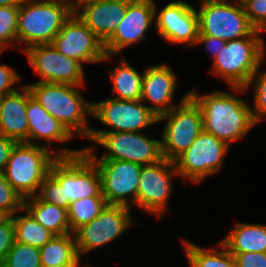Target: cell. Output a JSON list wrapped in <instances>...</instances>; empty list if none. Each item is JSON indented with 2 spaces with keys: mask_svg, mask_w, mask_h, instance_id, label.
<instances>
[{
  "mask_svg": "<svg viewBox=\"0 0 266 267\" xmlns=\"http://www.w3.org/2000/svg\"><path fill=\"white\" fill-rule=\"evenodd\" d=\"M189 96L201 109L203 131L228 145L244 138L257 125L249 104L230 92L216 90L201 96L192 89Z\"/></svg>",
  "mask_w": 266,
  "mask_h": 267,
  "instance_id": "6da1fadb",
  "label": "cell"
},
{
  "mask_svg": "<svg viewBox=\"0 0 266 267\" xmlns=\"http://www.w3.org/2000/svg\"><path fill=\"white\" fill-rule=\"evenodd\" d=\"M80 150L60 148L51 151L42 144L16 143L6 164L4 175L11 186L25 199L36 196L52 163L58 157L77 156Z\"/></svg>",
  "mask_w": 266,
  "mask_h": 267,
  "instance_id": "7a4b0ae2",
  "label": "cell"
},
{
  "mask_svg": "<svg viewBox=\"0 0 266 267\" xmlns=\"http://www.w3.org/2000/svg\"><path fill=\"white\" fill-rule=\"evenodd\" d=\"M30 94L49 113L57 119L74 137L89 139L88 115L92 116L93 102H86L80 87L72 84L35 82L27 85Z\"/></svg>",
  "mask_w": 266,
  "mask_h": 267,
  "instance_id": "3957f363",
  "label": "cell"
},
{
  "mask_svg": "<svg viewBox=\"0 0 266 267\" xmlns=\"http://www.w3.org/2000/svg\"><path fill=\"white\" fill-rule=\"evenodd\" d=\"M256 30L251 36L226 41L213 58L211 72L223 78L234 92H245L254 73L266 58L265 41Z\"/></svg>",
  "mask_w": 266,
  "mask_h": 267,
  "instance_id": "277c9868",
  "label": "cell"
},
{
  "mask_svg": "<svg viewBox=\"0 0 266 267\" xmlns=\"http://www.w3.org/2000/svg\"><path fill=\"white\" fill-rule=\"evenodd\" d=\"M68 4L51 0H25L19 5L17 43H25L22 49L34 45L51 44L71 16Z\"/></svg>",
  "mask_w": 266,
  "mask_h": 267,
  "instance_id": "5b68a950",
  "label": "cell"
},
{
  "mask_svg": "<svg viewBox=\"0 0 266 267\" xmlns=\"http://www.w3.org/2000/svg\"><path fill=\"white\" fill-rule=\"evenodd\" d=\"M89 139L107 151L97 157L94 147L83 148L91 160H122L151 165L164 159L161 140L142 135L140 132L90 133Z\"/></svg>",
  "mask_w": 266,
  "mask_h": 267,
  "instance_id": "8992f818",
  "label": "cell"
},
{
  "mask_svg": "<svg viewBox=\"0 0 266 267\" xmlns=\"http://www.w3.org/2000/svg\"><path fill=\"white\" fill-rule=\"evenodd\" d=\"M166 119L162 129V153L167 160L174 161L185 152L203 131V116L200 107L186 93L178 106L158 116V122Z\"/></svg>",
  "mask_w": 266,
  "mask_h": 267,
  "instance_id": "52a82bcc",
  "label": "cell"
},
{
  "mask_svg": "<svg viewBox=\"0 0 266 267\" xmlns=\"http://www.w3.org/2000/svg\"><path fill=\"white\" fill-rule=\"evenodd\" d=\"M201 3L198 35H209L223 41L251 36L256 29L249 22L241 0Z\"/></svg>",
  "mask_w": 266,
  "mask_h": 267,
  "instance_id": "ba28073f",
  "label": "cell"
},
{
  "mask_svg": "<svg viewBox=\"0 0 266 267\" xmlns=\"http://www.w3.org/2000/svg\"><path fill=\"white\" fill-rule=\"evenodd\" d=\"M49 173L61 184L70 203L87 197H104L97 165L84 153L58 157Z\"/></svg>",
  "mask_w": 266,
  "mask_h": 267,
  "instance_id": "9c48e42d",
  "label": "cell"
},
{
  "mask_svg": "<svg viewBox=\"0 0 266 267\" xmlns=\"http://www.w3.org/2000/svg\"><path fill=\"white\" fill-rule=\"evenodd\" d=\"M229 145L214 135L202 131L190 147L173 162L182 180L198 184L223 166Z\"/></svg>",
  "mask_w": 266,
  "mask_h": 267,
  "instance_id": "30bf717a",
  "label": "cell"
},
{
  "mask_svg": "<svg viewBox=\"0 0 266 267\" xmlns=\"http://www.w3.org/2000/svg\"><path fill=\"white\" fill-rule=\"evenodd\" d=\"M92 116L110 127L109 130L93 129L90 133L140 132L158 123V117L141 100L108 98L93 102Z\"/></svg>",
  "mask_w": 266,
  "mask_h": 267,
  "instance_id": "8fae6325",
  "label": "cell"
},
{
  "mask_svg": "<svg viewBox=\"0 0 266 267\" xmlns=\"http://www.w3.org/2000/svg\"><path fill=\"white\" fill-rule=\"evenodd\" d=\"M134 224L130 208L106 204L96 218L73 233L79 256L109 244Z\"/></svg>",
  "mask_w": 266,
  "mask_h": 267,
  "instance_id": "7c38bea8",
  "label": "cell"
},
{
  "mask_svg": "<svg viewBox=\"0 0 266 267\" xmlns=\"http://www.w3.org/2000/svg\"><path fill=\"white\" fill-rule=\"evenodd\" d=\"M51 45L82 66V63L104 62L113 57L105 53L103 42L76 14L64 22Z\"/></svg>",
  "mask_w": 266,
  "mask_h": 267,
  "instance_id": "4fadbf2b",
  "label": "cell"
},
{
  "mask_svg": "<svg viewBox=\"0 0 266 267\" xmlns=\"http://www.w3.org/2000/svg\"><path fill=\"white\" fill-rule=\"evenodd\" d=\"M178 175L174 162L164 158L160 162L142 166L138 185L137 207L158 218L168 211L173 177Z\"/></svg>",
  "mask_w": 266,
  "mask_h": 267,
  "instance_id": "5bb4252c",
  "label": "cell"
},
{
  "mask_svg": "<svg viewBox=\"0 0 266 267\" xmlns=\"http://www.w3.org/2000/svg\"><path fill=\"white\" fill-rule=\"evenodd\" d=\"M24 54L41 77L37 82L85 86L83 66L77 60L61 54L51 44L31 46Z\"/></svg>",
  "mask_w": 266,
  "mask_h": 267,
  "instance_id": "9a60e30c",
  "label": "cell"
},
{
  "mask_svg": "<svg viewBox=\"0 0 266 267\" xmlns=\"http://www.w3.org/2000/svg\"><path fill=\"white\" fill-rule=\"evenodd\" d=\"M98 167L102 194L107 204L131 208L129 195L137 206L142 165L122 160H92Z\"/></svg>",
  "mask_w": 266,
  "mask_h": 267,
  "instance_id": "2e32d148",
  "label": "cell"
},
{
  "mask_svg": "<svg viewBox=\"0 0 266 267\" xmlns=\"http://www.w3.org/2000/svg\"><path fill=\"white\" fill-rule=\"evenodd\" d=\"M154 0H132L114 34L104 43L107 55H119L122 50L146 38V32L158 13Z\"/></svg>",
  "mask_w": 266,
  "mask_h": 267,
  "instance_id": "e0dca14e",
  "label": "cell"
},
{
  "mask_svg": "<svg viewBox=\"0 0 266 267\" xmlns=\"http://www.w3.org/2000/svg\"><path fill=\"white\" fill-rule=\"evenodd\" d=\"M197 9L186 1L166 4L155 19L158 34L171 44L193 46L199 34Z\"/></svg>",
  "mask_w": 266,
  "mask_h": 267,
  "instance_id": "ac0fdd59",
  "label": "cell"
},
{
  "mask_svg": "<svg viewBox=\"0 0 266 267\" xmlns=\"http://www.w3.org/2000/svg\"><path fill=\"white\" fill-rule=\"evenodd\" d=\"M168 64H156L146 67L143 74L141 101L150 102L148 108L158 117L170 112L174 107V93L177 75Z\"/></svg>",
  "mask_w": 266,
  "mask_h": 267,
  "instance_id": "d6986e66",
  "label": "cell"
},
{
  "mask_svg": "<svg viewBox=\"0 0 266 267\" xmlns=\"http://www.w3.org/2000/svg\"><path fill=\"white\" fill-rule=\"evenodd\" d=\"M132 0H102L83 6L75 14L103 44L114 34Z\"/></svg>",
  "mask_w": 266,
  "mask_h": 267,
  "instance_id": "ffe728a7",
  "label": "cell"
},
{
  "mask_svg": "<svg viewBox=\"0 0 266 267\" xmlns=\"http://www.w3.org/2000/svg\"><path fill=\"white\" fill-rule=\"evenodd\" d=\"M19 87L20 92L15 90L0 97V134L17 143H29L27 85Z\"/></svg>",
  "mask_w": 266,
  "mask_h": 267,
  "instance_id": "44dd1931",
  "label": "cell"
},
{
  "mask_svg": "<svg viewBox=\"0 0 266 267\" xmlns=\"http://www.w3.org/2000/svg\"><path fill=\"white\" fill-rule=\"evenodd\" d=\"M26 114L29 127V144L36 145L37 142V145H39L42 140L46 143H42L43 146L50 149L52 142L65 143L74 137L35 100L28 87Z\"/></svg>",
  "mask_w": 266,
  "mask_h": 267,
  "instance_id": "7402d4cb",
  "label": "cell"
},
{
  "mask_svg": "<svg viewBox=\"0 0 266 267\" xmlns=\"http://www.w3.org/2000/svg\"><path fill=\"white\" fill-rule=\"evenodd\" d=\"M220 242L230 253L266 252V224L236 223Z\"/></svg>",
  "mask_w": 266,
  "mask_h": 267,
  "instance_id": "603a6c76",
  "label": "cell"
},
{
  "mask_svg": "<svg viewBox=\"0 0 266 267\" xmlns=\"http://www.w3.org/2000/svg\"><path fill=\"white\" fill-rule=\"evenodd\" d=\"M23 211L31 216L54 235L71 233L67 209L42 201L37 195L24 199Z\"/></svg>",
  "mask_w": 266,
  "mask_h": 267,
  "instance_id": "cb8c5ba5",
  "label": "cell"
},
{
  "mask_svg": "<svg viewBox=\"0 0 266 267\" xmlns=\"http://www.w3.org/2000/svg\"><path fill=\"white\" fill-rule=\"evenodd\" d=\"M110 81L113 85L112 94L119 100H140L143 73H139L125 58H121L119 65L109 70Z\"/></svg>",
  "mask_w": 266,
  "mask_h": 267,
  "instance_id": "d4e9b609",
  "label": "cell"
},
{
  "mask_svg": "<svg viewBox=\"0 0 266 267\" xmlns=\"http://www.w3.org/2000/svg\"><path fill=\"white\" fill-rule=\"evenodd\" d=\"M40 249L42 267H51L70 262H81L73 233L54 235Z\"/></svg>",
  "mask_w": 266,
  "mask_h": 267,
  "instance_id": "484cf974",
  "label": "cell"
},
{
  "mask_svg": "<svg viewBox=\"0 0 266 267\" xmlns=\"http://www.w3.org/2000/svg\"><path fill=\"white\" fill-rule=\"evenodd\" d=\"M184 251L190 267H236L233 255L220 242L219 249H203L202 247L183 240Z\"/></svg>",
  "mask_w": 266,
  "mask_h": 267,
  "instance_id": "4316f807",
  "label": "cell"
},
{
  "mask_svg": "<svg viewBox=\"0 0 266 267\" xmlns=\"http://www.w3.org/2000/svg\"><path fill=\"white\" fill-rule=\"evenodd\" d=\"M18 216L17 212L12 216L14 222L15 241L35 247H42L54 234L38 223L31 214Z\"/></svg>",
  "mask_w": 266,
  "mask_h": 267,
  "instance_id": "83f0119b",
  "label": "cell"
},
{
  "mask_svg": "<svg viewBox=\"0 0 266 267\" xmlns=\"http://www.w3.org/2000/svg\"><path fill=\"white\" fill-rule=\"evenodd\" d=\"M106 204L104 197H87L71 202L67 209L71 233L96 218Z\"/></svg>",
  "mask_w": 266,
  "mask_h": 267,
  "instance_id": "f1b7e54d",
  "label": "cell"
},
{
  "mask_svg": "<svg viewBox=\"0 0 266 267\" xmlns=\"http://www.w3.org/2000/svg\"><path fill=\"white\" fill-rule=\"evenodd\" d=\"M3 263L6 267H42L40 249L14 241Z\"/></svg>",
  "mask_w": 266,
  "mask_h": 267,
  "instance_id": "f546056e",
  "label": "cell"
},
{
  "mask_svg": "<svg viewBox=\"0 0 266 267\" xmlns=\"http://www.w3.org/2000/svg\"><path fill=\"white\" fill-rule=\"evenodd\" d=\"M19 5L0 6V52L17 43Z\"/></svg>",
  "mask_w": 266,
  "mask_h": 267,
  "instance_id": "4dcf8cb0",
  "label": "cell"
},
{
  "mask_svg": "<svg viewBox=\"0 0 266 267\" xmlns=\"http://www.w3.org/2000/svg\"><path fill=\"white\" fill-rule=\"evenodd\" d=\"M260 70L261 68L254 73L251 81L245 88L247 90L252 86V83L254 84V103L251 110L256 123H259L266 117V71Z\"/></svg>",
  "mask_w": 266,
  "mask_h": 267,
  "instance_id": "1f68e13d",
  "label": "cell"
},
{
  "mask_svg": "<svg viewBox=\"0 0 266 267\" xmlns=\"http://www.w3.org/2000/svg\"><path fill=\"white\" fill-rule=\"evenodd\" d=\"M37 196L44 202L55 204L65 209H68L70 205V201L65 200L64 188L50 173L40 185Z\"/></svg>",
  "mask_w": 266,
  "mask_h": 267,
  "instance_id": "d6a6232c",
  "label": "cell"
},
{
  "mask_svg": "<svg viewBox=\"0 0 266 267\" xmlns=\"http://www.w3.org/2000/svg\"><path fill=\"white\" fill-rule=\"evenodd\" d=\"M24 199L7 181L4 172H0V209L13 216L23 210Z\"/></svg>",
  "mask_w": 266,
  "mask_h": 267,
  "instance_id": "836d02e7",
  "label": "cell"
},
{
  "mask_svg": "<svg viewBox=\"0 0 266 267\" xmlns=\"http://www.w3.org/2000/svg\"><path fill=\"white\" fill-rule=\"evenodd\" d=\"M252 26L266 33V0H241Z\"/></svg>",
  "mask_w": 266,
  "mask_h": 267,
  "instance_id": "e575fe53",
  "label": "cell"
},
{
  "mask_svg": "<svg viewBox=\"0 0 266 267\" xmlns=\"http://www.w3.org/2000/svg\"><path fill=\"white\" fill-rule=\"evenodd\" d=\"M15 241L14 222L10 216L0 224V262H3Z\"/></svg>",
  "mask_w": 266,
  "mask_h": 267,
  "instance_id": "d590c367",
  "label": "cell"
},
{
  "mask_svg": "<svg viewBox=\"0 0 266 267\" xmlns=\"http://www.w3.org/2000/svg\"><path fill=\"white\" fill-rule=\"evenodd\" d=\"M236 267H266V252L231 253Z\"/></svg>",
  "mask_w": 266,
  "mask_h": 267,
  "instance_id": "8d00e7d4",
  "label": "cell"
},
{
  "mask_svg": "<svg viewBox=\"0 0 266 267\" xmlns=\"http://www.w3.org/2000/svg\"><path fill=\"white\" fill-rule=\"evenodd\" d=\"M14 71L8 65L0 64V97L16 90L13 86L21 80V76Z\"/></svg>",
  "mask_w": 266,
  "mask_h": 267,
  "instance_id": "74e56055",
  "label": "cell"
},
{
  "mask_svg": "<svg viewBox=\"0 0 266 267\" xmlns=\"http://www.w3.org/2000/svg\"><path fill=\"white\" fill-rule=\"evenodd\" d=\"M204 44L207 50L210 51V54L213 58L219 53L221 49L224 48L226 41L220 40L216 37L209 35H198L194 45Z\"/></svg>",
  "mask_w": 266,
  "mask_h": 267,
  "instance_id": "f35d334b",
  "label": "cell"
},
{
  "mask_svg": "<svg viewBox=\"0 0 266 267\" xmlns=\"http://www.w3.org/2000/svg\"><path fill=\"white\" fill-rule=\"evenodd\" d=\"M17 142L0 134V172H4L10 153Z\"/></svg>",
  "mask_w": 266,
  "mask_h": 267,
  "instance_id": "ab89813d",
  "label": "cell"
},
{
  "mask_svg": "<svg viewBox=\"0 0 266 267\" xmlns=\"http://www.w3.org/2000/svg\"><path fill=\"white\" fill-rule=\"evenodd\" d=\"M99 1H102V0H69L67 4H68L70 12L72 14H75L83 6L90 4V3L99 2Z\"/></svg>",
  "mask_w": 266,
  "mask_h": 267,
  "instance_id": "60d3db41",
  "label": "cell"
},
{
  "mask_svg": "<svg viewBox=\"0 0 266 267\" xmlns=\"http://www.w3.org/2000/svg\"><path fill=\"white\" fill-rule=\"evenodd\" d=\"M25 0H0V6H14L20 5Z\"/></svg>",
  "mask_w": 266,
  "mask_h": 267,
  "instance_id": "b9f144b4",
  "label": "cell"
},
{
  "mask_svg": "<svg viewBox=\"0 0 266 267\" xmlns=\"http://www.w3.org/2000/svg\"><path fill=\"white\" fill-rule=\"evenodd\" d=\"M80 262H70V263H65L62 265H57V266H51V267H79Z\"/></svg>",
  "mask_w": 266,
  "mask_h": 267,
  "instance_id": "7bdbcfd3",
  "label": "cell"
},
{
  "mask_svg": "<svg viewBox=\"0 0 266 267\" xmlns=\"http://www.w3.org/2000/svg\"><path fill=\"white\" fill-rule=\"evenodd\" d=\"M9 217L10 215L7 212L0 209V224L5 222Z\"/></svg>",
  "mask_w": 266,
  "mask_h": 267,
  "instance_id": "ee69618b",
  "label": "cell"
},
{
  "mask_svg": "<svg viewBox=\"0 0 266 267\" xmlns=\"http://www.w3.org/2000/svg\"><path fill=\"white\" fill-rule=\"evenodd\" d=\"M201 3H205V2H216V1H221V0H201Z\"/></svg>",
  "mask_w": 266,
  "mask_h": 267,
  "instance_id": "f6af8a7d",
  "label": "cell"
},
{
  "mask_svg": "<svg viewBox=\"0 0 266 267\" xmlns=\"http://www.w3.org/2000/svg\"><path fill=\"white\" fill-rule=\"evenodd\" d=\"M51 1H61V2H64V3H68L69 0H51Z\"/></svg>",
  "mask_w": 266,
  "mask_h": 267,
  "instance_id": "bcb514c9",
  "label": "cell"
},
{
  "mask_svg": "<svg viewBox=\"0 0 266 267\" xmlns=\"http://www.w3.org/2000/svg\"><path fill=\"white\" fill-rule=\"evenodd\" d=\"M0 267H6V265L3 262H0Z\"/></svg>",
  "mask_w": 266,
  "mask_h": 267,
  "instance_id": "7dc6e473",
  "label": "cell"
},
{
  "mask_svg": "<svg viewBox=\"0 0 266 267\" xmlns=\"http://www.w3.org/2000/svg\"><path fill=\"white\" fill-rule=\"evenodd\" d=\"M81 267H93V266L86 264V266L84 265V266H81Z\"/></svg>",
  "mask_w": 266,
  "mask_h": 267,
  "instance_id": "c3c4849f",
  "label": "cell"
}]
</instances>
